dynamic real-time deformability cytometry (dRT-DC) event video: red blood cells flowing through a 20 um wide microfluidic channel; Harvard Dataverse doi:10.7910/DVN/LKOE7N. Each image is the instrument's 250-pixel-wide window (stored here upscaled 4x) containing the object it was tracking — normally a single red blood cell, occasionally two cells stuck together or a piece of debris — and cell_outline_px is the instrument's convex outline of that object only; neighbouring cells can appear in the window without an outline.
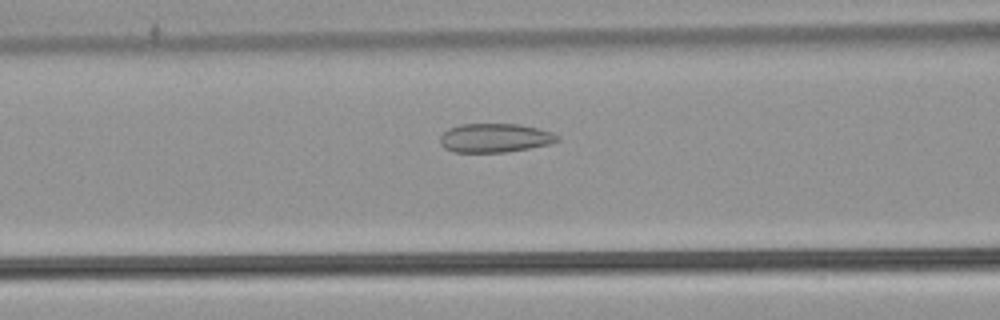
{"species": "common noctule bat (a hibernating species)", "species_latin": "Nyctalus noctula", "temperature_condition": "warm", "stored_images_in_passage": 44, "camera_frame_rate_fps": 3000, "um_per_image_px": 0.085, "animal": {"sex": "male", "body_mass_g": 21.5, "forearm_length_mm": 52.0}, "frame": {"image": 1, "passage_image": 22, "time_ms": 7.0, "image_size_px": [1000, 320], "cell_outline_px": [[560, 140], [552, 144], [504, 152], [452, 152], [444, 148], [440, 144], [440, 136], [448, 128], [460, 124], [520, 124], [552, 132], [560, 136]], "centroid_in_image_um": [42.06, 11.72], "position_along_channel_um": 124.5, "area_um2": 19.88}}
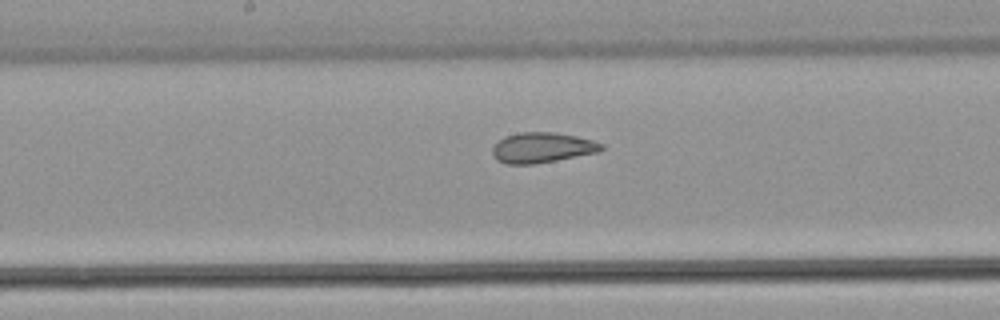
{"frame": {"image": 2, "passage_image": 28, "time_ms": 9.0, "image_size_px": [1000, 320], "cell_outline_px": [[604, 148], [600, 152], [556, 160], [532, 164], [504, 164], [496, 160], [492, 152], [492, 148], [504, 136], [520, 132], [552, 132], [576, 136], [592, 140], [604, 144]], "centroid_in_image_um": [46.08, 12.55], "position_along_channel_um": 202.1, "area_um2": 19.25}}
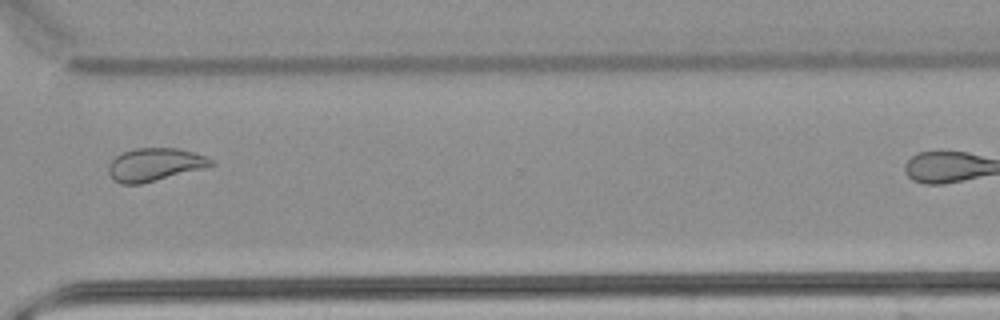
{"frame": {"image": 3, "passage_image": 40, "time_ms": 13.0, "image_size_px": [1000, 320], "cell_outline_px": [[216, 164], [208, 168], [140, 184], [120, 184], [112, 180], [108, 172], [108, 164], [116, 156], [124, 152], [136, 148], [180, 148], [204, 156], [212, 160]], "centroid_in_image_um": [13.16, 14.0], "position_along_channel_um": 357.4, "area_um2": 19.88}}